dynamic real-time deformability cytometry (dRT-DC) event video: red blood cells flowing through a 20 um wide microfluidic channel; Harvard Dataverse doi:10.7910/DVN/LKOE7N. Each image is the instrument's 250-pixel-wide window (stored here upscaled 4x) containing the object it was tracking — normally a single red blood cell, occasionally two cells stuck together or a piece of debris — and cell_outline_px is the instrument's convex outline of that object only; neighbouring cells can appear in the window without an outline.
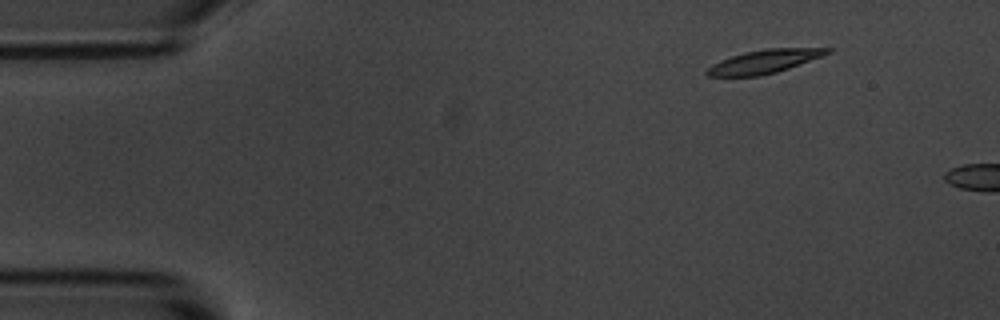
{"species": "common noctule bat (a hibernating species)", "species_latin": "Nyctalus noctula", "temperature_condition": "room temperature", "stored_images_in_passage": 45, "camera_frame_rate_fps": 3000, "um_per_image_px": 0.085, "animal": {"sex": "male", "body_mass_g": 20.1, "forearm_length_mm": 53.5}, "frame": {"image": 1, "passage_image": 1, "time_ms": 0.0, "image_size_px": [1000, 320], "cell_outline_px": [[832, 52], [788, 68], [776, 72], [760, 76], [708, 76], [704, 72], [712, 64], [720, 60], [744, 52], [764, 48], [832, 48]], "centroid_in_image_um": [64.93, 5.22], "position_along_channel_um": 20.1, "area_um2": 16.36}}
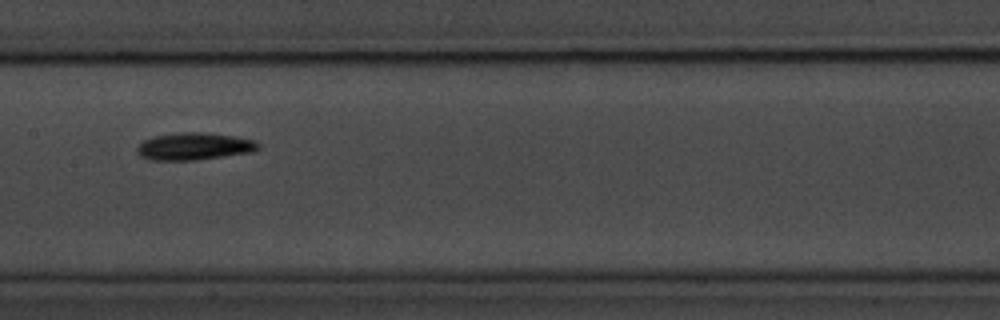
{"frame": {"image": 2, "passage_image": 22, "time_ms": 7.0, "image_size_px": [1000, 320], "cell_outline_px": [[260, 148], [252, 152], [196, 160], [148, 160], [140, 156], [136, 152], [136, 148], [144, 140], [156, 136], [180, 132], [200, 132], [236, 136], [256, 140], [260, 144]], "centroid_in_image_um": [16.52, 12.44], "position_along_channel_um": 190.9, "area_um2": 19.36}}
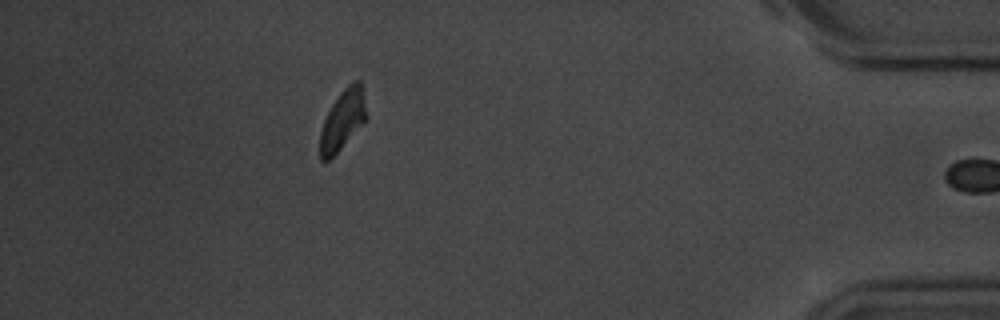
{"frame": {"image": 3, "passage_image": 44, "time_ms": 14.333, "image_size_px": [1000, 320], "cell_outline_px": [[368, 116], [340, 148], [328, 160], [320, 160], [320, 132], [324, 120], [332, 104], [340, 92], [352, 80], [360, 80], [364, 88]], "centroid_in_image_um": [29.16, 10.1], "position_along_channel_um": 406.0, "area_um2": 16.07}, "authors_computed_cell_mechanics": {"area_um2": 17.629, "velocity_mm_per_s": 3.6265, "shape_relaxation_time_tau1_ms": 2.5999, "shape_relaxation_time_tau2_ms": null, "deformation_change_tau1": 0.1239, "deformation_change_tau2": null}}